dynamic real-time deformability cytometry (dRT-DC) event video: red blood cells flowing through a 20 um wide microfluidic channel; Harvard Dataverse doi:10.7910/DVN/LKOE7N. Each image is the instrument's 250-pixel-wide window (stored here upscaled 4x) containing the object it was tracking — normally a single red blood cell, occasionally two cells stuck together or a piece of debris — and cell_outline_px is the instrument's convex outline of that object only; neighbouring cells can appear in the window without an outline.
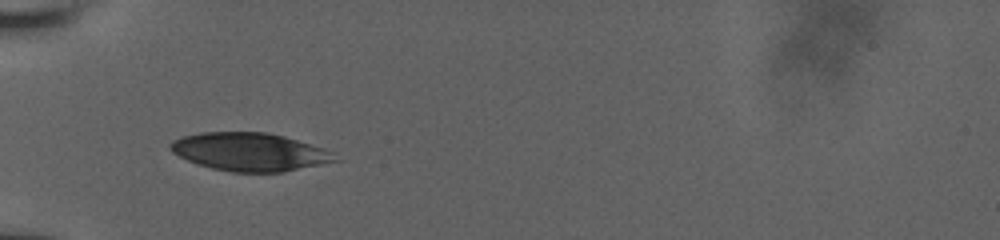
{"species": "human", "species_latin": "Homo sapiens", "temperature_condition": "room temperature", "stored_images_in_passage": 4, "camera_frame_rate_fps": 3000, "um_per_image_px": 0.085, "donor": {"sex": "male"}, "frame": {"image": 1, "passage_image": 1, "time_ms": 0.0, "image_size_px": [1000, 240], "cell_outline_px": [[340, 160], [284, 172], [232, 172], [212, 168], [196, 164], [172, 152], [168, 148], [168, 144], [172, 140], [180, 136], [200, 132], [268, 132], [284, 136], [324, 148], [332, 152]], "centroid_in_image_um": [21.19, 12.9], "position_along_channel_um": 63.8, "area_um2": 36.76}}
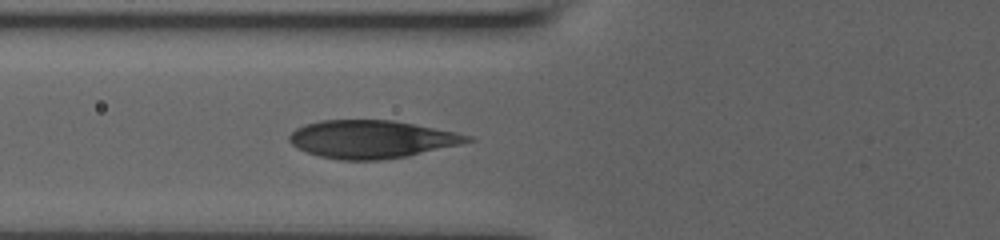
{"frame": {"image": 2, "passage_image": 4, "time_ms": 1.0, "image_size_px": [1000, 240], "cell_outline_px": [[476, 140], [460, 144], [408, 156], [384, 160], [340, 160], [320, 156], [296, 148], [288, 140], [288, 136], [296, 128], [304, 124], [320, 120], [392, 120], [456, 132], [472, 136]], "centroid_in_image_um": [31.57, 11.83], "position_along_channel_um": 94.2, "area_um2": 39.36}}